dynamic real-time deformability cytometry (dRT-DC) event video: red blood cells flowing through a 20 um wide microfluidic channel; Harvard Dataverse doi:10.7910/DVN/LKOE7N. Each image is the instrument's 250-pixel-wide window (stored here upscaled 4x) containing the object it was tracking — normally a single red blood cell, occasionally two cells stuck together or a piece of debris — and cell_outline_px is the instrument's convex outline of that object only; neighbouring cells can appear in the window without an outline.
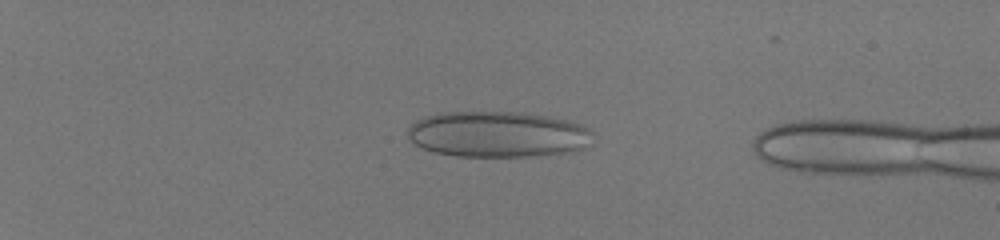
{"species": "human", "species_latin": "Homo sapiens", "temperature_condition": "room temperature", "stored_images_in_passage": 48, "camera_frame_rate_fps": 3000, "um_per_image_px": 0.085, "donor": {"sex": "male"}, "frame": {"image": 1, "passage_image": 10, "time_ms": 3.0, "image_size_px": [1000, 240], "cell_outline_px": [[592, 144], [568, 152], [532, 156], [456, 156], [436, 152], [424, 148], [416, 144], [408, 136], [408, 128], [416, 120], [424, 116], [440, 112], [520, 112], [548, 116], [580, 124], [588, 128], [592, 132]], "centroid_in_image_um": [42.31, 11.4], "position_along_channel_um": 42.7, "area_um2": 49.42}}
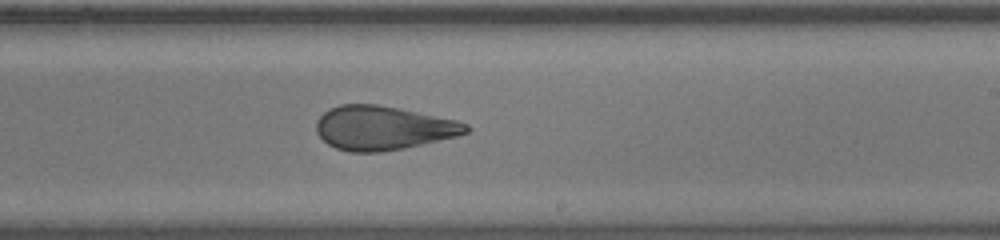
{"frame": {"image": 2, "passage_image": 32, "time_ms": 10.333, "image_size_px": [1000, 240], "cell_outline_px": [[472, 128], [468, 132], [456, 136], [404, 148], [380, 152], [352, 152], [336, 148], [328, 144], [316, 132], [316, 120], [328, 108], [340, 104], [376, 104], [400, 108], [456, 120], [468, 124]], "centroid_in_image_um": [32.54, 10.86], "position_along_channel_um": 256.5, "area_um2": 38.38}}
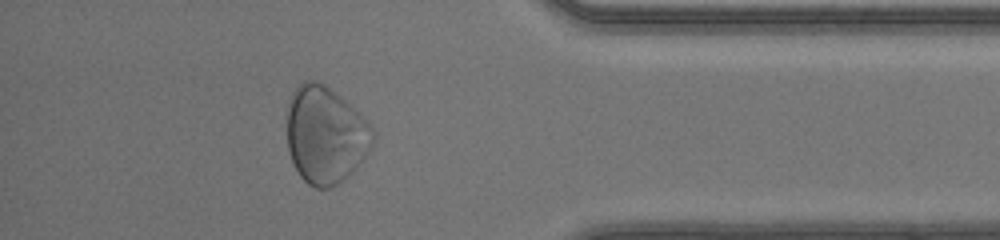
{"frame": {"image": 3, "passage_image": 44, "time_ms": 14.333, "image_size_px": [1000, 240], "cell_outline_px": [[376, 140], [364, 160], [344, 180], [332, 188], [316, 188], [308, 184], [300, 176], [292, 164], [288, 152], [288, 100], [292, 92], [304, 80], [316, 80], [324, 84], [344, 100], [372, 128], [376, 136]], "centroid_in_image_um": [27.65, 11.51], "position_along_channel_um": 407.5, "area_um2": 48.73}, "authors_computed_cell_mechanics": {"area_um2": 44.1881, "velocity_mm_per_s": 4.1422, "shape_relaxation_time_tau1_ms": 8.1282, "shape_relaxation_time_tau2_ms": null, "deformation_change_tau1": 0.1962, "deformation_change_tau2": null}}